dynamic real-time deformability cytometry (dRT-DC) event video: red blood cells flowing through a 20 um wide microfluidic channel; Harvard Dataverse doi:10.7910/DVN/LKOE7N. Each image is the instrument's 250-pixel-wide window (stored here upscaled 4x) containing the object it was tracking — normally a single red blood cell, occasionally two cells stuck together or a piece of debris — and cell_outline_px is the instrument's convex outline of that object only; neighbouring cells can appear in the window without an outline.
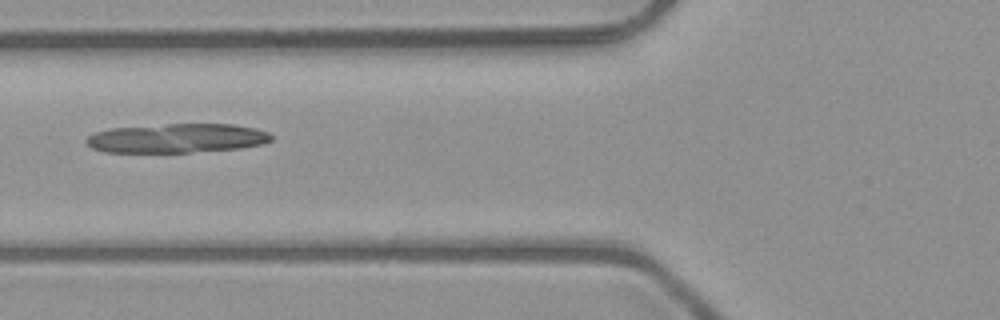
{"species": "common noctule bat (a hibernating species)", "species_latin": "Nyctalus noctula", "temperature_condition": "room temperature", "stored_images_in_passage": 8, "camera_frame_rate_fps": 3000, "um_per_image_px": 0.085, "animal": {"sex": "male", "body_mass_g": 23.1, "forearm_length_mm": 52.7}, "frame": {"image": 1, "passage_image": 7, "time_ms": 2.0, "image_size_px": [1000, 320], "cell_outline_px": [[272, 140], [264, 144], [240, 148], [188, 152], [104, 152], [92, 148], [84, 140], [88, 136], [96, 132], [112, 128], [168, 124], [232, 124], [256, 128], [268, 132], [272, 136]], "centroid_in_image_um": [15.06, 11.75], "position_along_channel_um": 110.7, "area_um2": 31.39}}